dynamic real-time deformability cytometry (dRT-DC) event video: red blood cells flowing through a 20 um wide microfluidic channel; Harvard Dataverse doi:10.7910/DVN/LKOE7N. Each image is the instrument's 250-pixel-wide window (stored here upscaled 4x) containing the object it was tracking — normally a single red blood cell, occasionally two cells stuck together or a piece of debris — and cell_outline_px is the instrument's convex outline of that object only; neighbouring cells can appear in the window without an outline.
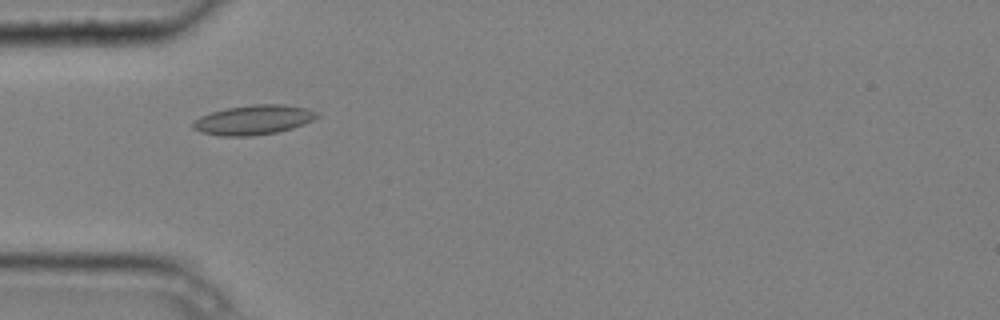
{"species": "common noctule bat (a hibernating species)", "species_latin": "Nyctalus noctula", "temperature_condition": "cold", "stored_images_in_passage": 5, "camera_frame_rate_fps": 3000, "um_per_image_px": 0.085, "animal": {"sex": "male", "body_mass_g": 20.4}, "frame": {"image": 1, "passage_image": 4, "time_ms": 1.0, "image_size_px": [1000, 320], "cell_outline_px": [[320, 116], [304, 124], [292, 128], [276, 132], [252, 136], [220, 136], [200, 132], [192, 128], [192, 124], [200, 116], [212, 112], [228, 108], [252, 104], [284, 104], [304, 108], [316, 112]], "centroid_in_image_um": [21.53, 10.19], "position_along_channel_um": 63.5, "area_um2": 21.27}}
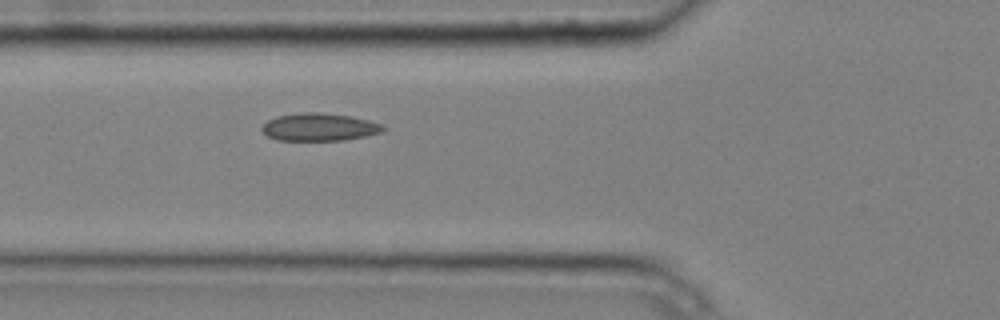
{"frame": {"image": 2, "passage_image": 5, "time_ms": 1.333, "image_size_px": [1000, 320], "cell_outline_px": [[384, 132], [344, 140], [276, 140], [268, 136], [260, 128], [268, 120], [276, 116], [304, 112], [320, 112], [348, 116], [368, 120], [380, 124], [384, 128]], "centroid_in_image_um": [27.11, 10.8], "position_along_channel_um": 98.7, "area_um2": 19.36}}